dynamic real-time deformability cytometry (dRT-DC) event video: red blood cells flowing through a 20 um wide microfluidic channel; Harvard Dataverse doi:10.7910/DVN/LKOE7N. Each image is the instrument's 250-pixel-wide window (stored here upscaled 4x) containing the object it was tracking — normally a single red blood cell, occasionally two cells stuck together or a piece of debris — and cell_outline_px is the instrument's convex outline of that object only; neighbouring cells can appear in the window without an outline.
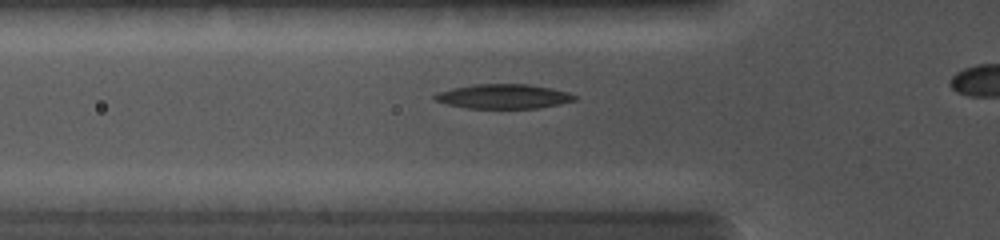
{"species": "common noctule bat (a hibernating species)", "species_latin": "Nyctalus noctula", "temperature_condition": "cold", "stored_images_in_passage": 5, "camera_frame_rate_fps": 5000, "um_per_image_px": 0.085, "animal": {"sex": "female", "body_mass_g": 19.0, "forearm_length_mm": 56.7}, "frame": {"image": 1, "passage_image": 2, "time_ms": 0.4, "image_size_px": [1000, 240], "cell_outline_px": [[576, 100], [560, 104], [536, 108], [468, 108], [448, 104], [436, 100], [432, 96], [440, 92], [452, 88], [476, 84], [524, 84], [552, 88], [568, 92], [576, 96]], "centroid_in_image_um": [42.82, 8.19], "position_along_channel_um": 83.0, "area_um2": 19.71}}